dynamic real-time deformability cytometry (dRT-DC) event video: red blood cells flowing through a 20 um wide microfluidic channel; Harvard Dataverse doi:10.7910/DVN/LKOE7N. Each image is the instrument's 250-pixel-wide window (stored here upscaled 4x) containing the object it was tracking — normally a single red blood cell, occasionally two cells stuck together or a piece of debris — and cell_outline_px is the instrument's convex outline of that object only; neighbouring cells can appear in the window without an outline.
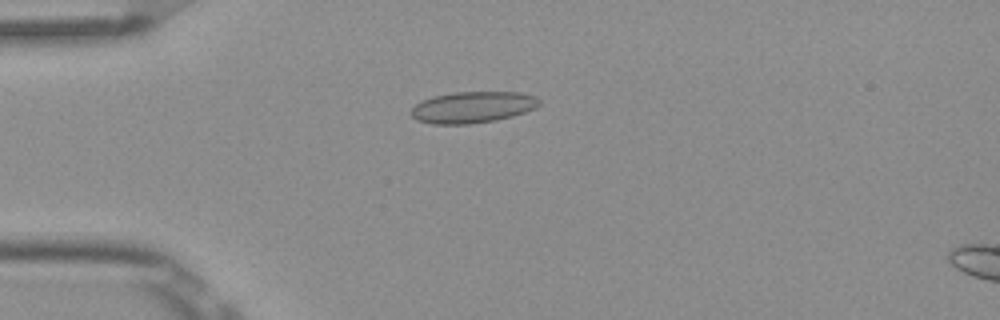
{"species": "Egyptian fruit bat (a non-hibernating species)", "species_latin": "Rousettus aegyptiacus", "temperature_condition": "room temperature", "stored_images_in_passage": 7, "camera_frame_rate_fps": 3000, "um_per_image_px": 0.085, "frame": {"image": 1, "passage_image": 4, "time_ms": 1.0, "image_size_px": [1000, 320], "cell_outline_px": [[540, 104], [536, 108], [512, 116], [496, 120], [468, 124], [432, 124], [416, 120], [408, 112], [420, 100], [432, 96], [452, 92], [520, 92], [536, 96], [540, 100]], "centroid_in_image_um": [40.15, 9.11], "position_along_channel_um": 44.9, "area_um2": 23.7}}
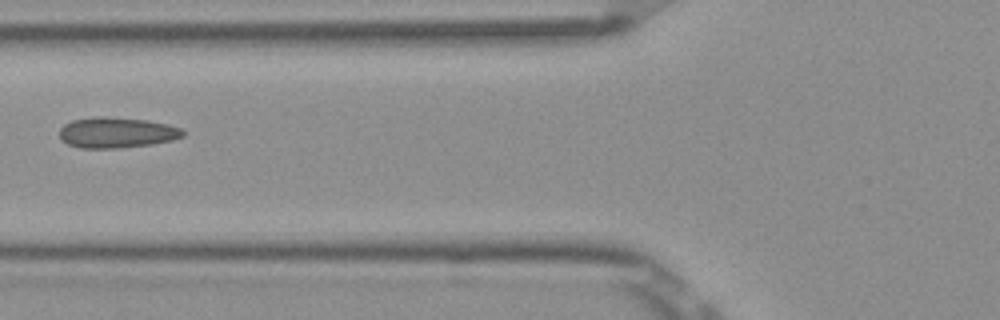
{"frame": {"image": 2, "passage_image": 6, "time_ms": 1.667, "image_size_px": [1000, 320], "cell_outline_px": [[184, 136], [172, 140], [152, 144], [120, 148], [80, 148], [68, 144], [60, 140], [60, 128], [64, 124], [72, 120], [96, 116], [100, 116], [148, 120], [168, 124], [184, 128]], "centroid_in_image_um": [9.93, 11.27], "position_along_channel_um": 115.9, "area_um2": 22.25}}
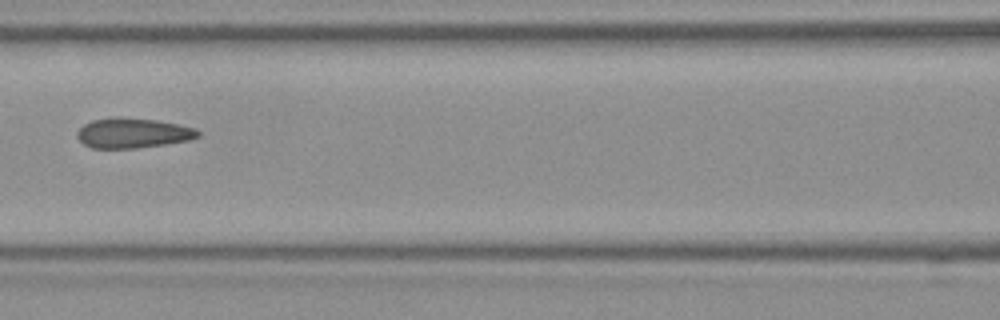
{"frame": {"image": 3, "passage_image": 7, "time_ms": 2.0, "image_size_px": [1000, 320], "cell_outline_px": [[200, 136], [188, 140], [164, 144], [136, 148], [92, 148], [84, 144], [76, 136], [76, 132], [84, 124], [92, 120], [120, 116], [156, 120], [196, 128], [200, 132]], "centroid_in_image_um": [11.27, 11.3], "position_along_channel_um": 155.3, "area_um2": 21.1}}